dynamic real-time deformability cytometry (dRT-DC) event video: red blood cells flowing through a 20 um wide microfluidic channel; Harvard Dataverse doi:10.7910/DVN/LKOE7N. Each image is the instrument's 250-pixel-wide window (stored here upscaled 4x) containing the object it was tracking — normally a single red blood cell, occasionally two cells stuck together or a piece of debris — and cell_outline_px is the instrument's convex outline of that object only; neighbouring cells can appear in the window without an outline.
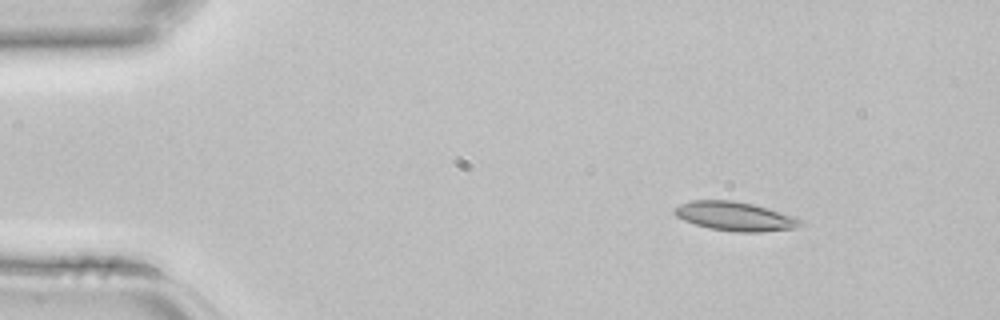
{"species": "common noctule bat (a hibernating species)", "species_latin": "Nyctalus noctula", "temperature_condition": "room temperature", "stored_images_in_passage": 2, "camera_frame_rate_fps": 3000, "um_per_image_px": 0.085, "animal": {"sex": "female", "body_mass_g": 22.7, "forearm_length_mm": 54.2}, "frame": {"image": 1, "passage_image": 1, "time_ms": 0.0, "image_size_px": [1000, 320], "cell_outline_px": [[804, 224], [792, 228], [760, 232], [736, 232], [708, 228], [684, 220], [676, 216], [672, 212], [672, 208], [680, 204], [692, 200], [732, 200], [752, 204], [768, 208], [796, 216], [804, 220]], "centroid_in_image_um": [62.48, 18.38], "position_along_channel_um": 22.5, "area_um2": 21.44}}
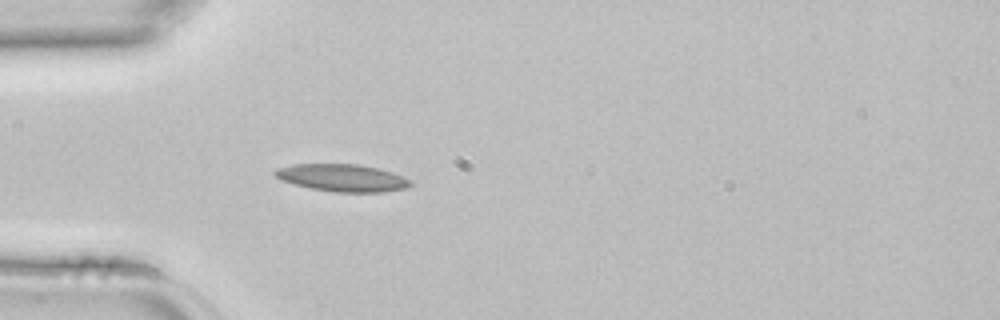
{"frame": {"image": 2, "passage_image": 2, "time_ms": 0.333, "image_size_px": [1000, 320], "cell_outline_px": [[412, 184], [404, 188], [384, 192], [336, 192], [312, 188], [280, 180], [272, 172], [276, 168], [292, 164], [360, 164], [392, 172], [412, 180]], "centroid_in_image_um": [29.08, 15.11], "position_along_channel_um": 55.9, "area_um2": 21.5}}